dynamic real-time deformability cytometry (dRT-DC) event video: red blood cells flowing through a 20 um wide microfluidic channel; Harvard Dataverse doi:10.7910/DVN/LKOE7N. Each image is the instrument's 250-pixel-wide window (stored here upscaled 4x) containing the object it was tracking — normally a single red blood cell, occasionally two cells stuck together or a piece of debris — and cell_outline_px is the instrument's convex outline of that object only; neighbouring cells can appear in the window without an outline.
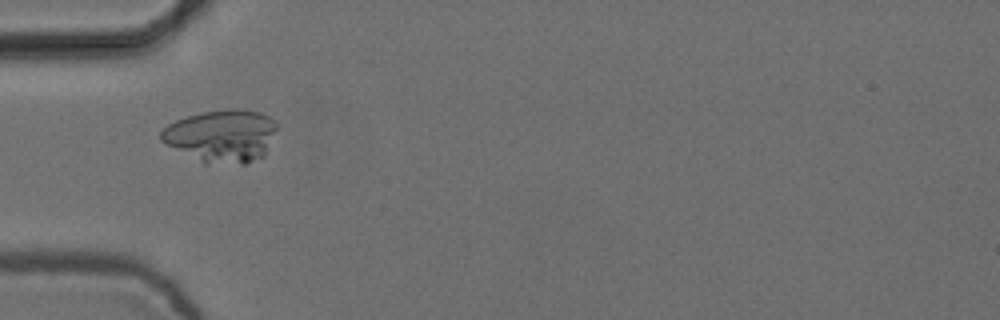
{"species": "common noctule bat (a hibernating species)", "species_latin": "Nyctalus noctula", "temperature_condition": "cold", "stored_images_in_passage": 9, "camera_frame_rate_fps": 3000, "um_per_image_px": 0.085, "animal": {"sex": "female", "body_mass_g": 24.6, "forearm_length_mm": 56.2}, "frame": {"image": 1, "passage_image": 4, "time_ms": 1.0, "image_size_px": [1000, 320], "cell_outline_px": [[276, 128], [264, 156], [244, 164], [204, 164], [160, 140], [160, 132], [168, 124], [176, 120], [188, 116], [204, 112], [228, 108], [236, 108], [260, 112], [276, 120]], "centroid_in_image_um": [18.84, 11.55], "position_along_channel_um": 66.2, "area_um2": 35.49}}
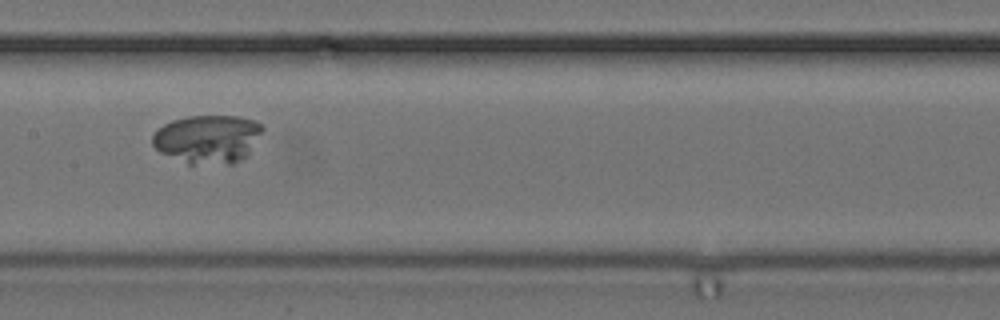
{"frame": {"image": 2, "passage_image": 7, "time_ms": 2.0, "image_size_px": [1000, 320], "cell_outline_px": [[264, 128], [248, 156], [232, 164], [188, 164], [160, 152], [152, 144], [152, 136], [164, 124], [172, 120], [188, 116], [236, 116], [252, 120], [260, 124]], "centroid_in_image_um": [17.66, 11.82], "position_along_channel_um": 189.7, "area_um2": 31.04}}
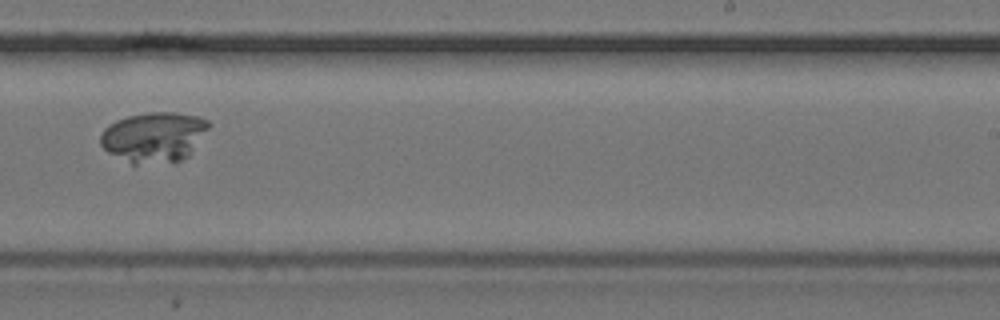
{"frame": {"image": 3, "passage_image": 9, "time_ms": 2.667, "image_size_px": [1000, 320], "cell_outline_px": [[212, 124], [188, 156], [176, 164], [132, 164], [108, 152], [100, 144], [100, 136], [104, 128], [108, 124], [116, 120], [128, 116], [148, 112], [176, 112], [196, 116], [208, 120]], "centroid_in_image_um": [13.1, 11.66], "position_along_channel_um": 275.9, "area_um2": 32.14}}